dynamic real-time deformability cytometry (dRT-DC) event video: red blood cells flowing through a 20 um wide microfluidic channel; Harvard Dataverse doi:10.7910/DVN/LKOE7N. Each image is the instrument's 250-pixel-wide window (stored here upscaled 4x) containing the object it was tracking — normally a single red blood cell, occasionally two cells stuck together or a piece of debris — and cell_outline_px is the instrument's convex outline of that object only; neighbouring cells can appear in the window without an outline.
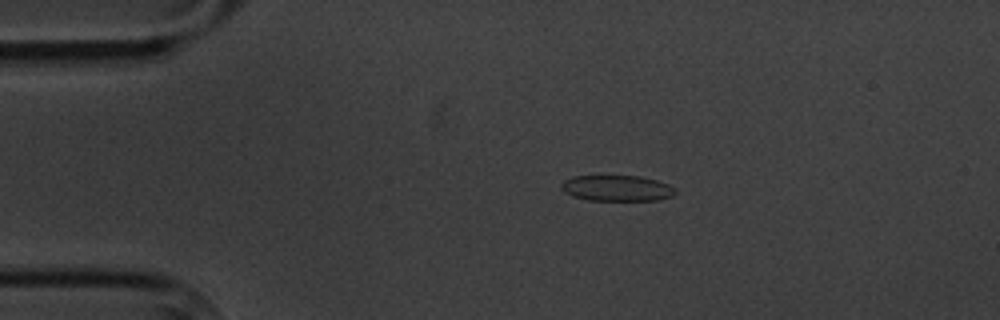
{"species": "common noctule bat (a hibernating species)", "species_latin": "Nyctalus noctula", "temperature_condition": "cold", "stored_images_in_passage": 8, "camera_frame_rate_fps": 3000, "um_per_image_px": 0.085, "animal": {"sex": "male", "body_mass_g": 20.1, "forearm_length_mm": 53.5}, "frame": {"image": 1, "passage_image": 4, "time_ms": 3.333, "image_size_px": [1000, 320], "cell_outline_px": [[676, 192], [672, 196], [660, 200], [588, 200], [572, 196], [564, 192], [560, 188], [560, 184], [564, 180], [572, 176], [640, 176], [656, 180], [668, 184], [676, 188]], "centroid_in_image_um": [52.42, 15.99], "position_along_channel_um": 32.6, "area_um2": 17.28}}
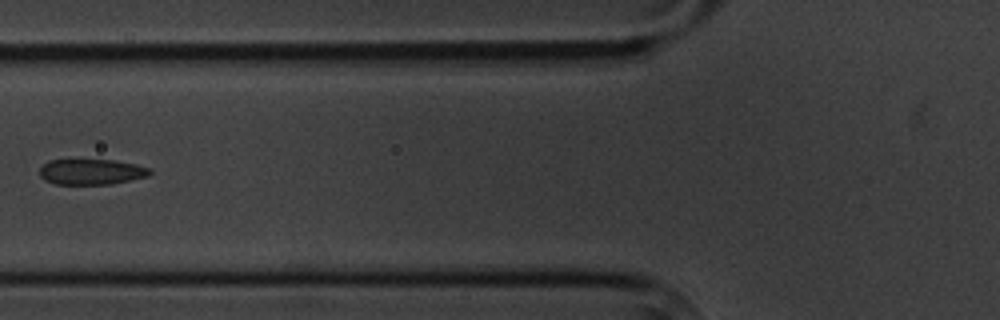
{"frame": {"image": 2, "passage_image": 7, "time_ms": 7.0, "image_size_px": [1000, 320], "cell_outline_px": [[152, 172], [148, 176], [112, 184], [56, 184], [44, 180], [40, 176], [40, 168], [48, 160], [112, 160], [136, 164], [148, 168]], "centroid_in_image_um": [7.75, 14.61], "position_along_channel_um": 118.0, "area_um2": 16.36}}
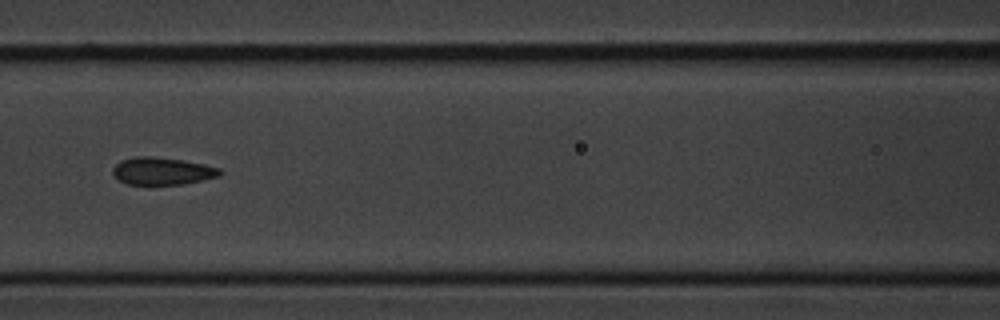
{"frame": {"image": 3, "passage_image": 8, "time_ms": 8.0, "image_size_px": [1000, 320], "cell_outline_px": [[224, 172], [220, 176], [184, 184], [128, 184], [120, 180], [112, 172], [112, 168], [120, 160], [136, 156], [152, 156], [180, 160], [204, 164], [220, 168]], "centroid_in_image_um": [13.81, 14.53], "position_along_channel_um": 152.8, "area_um2": 17.05}}